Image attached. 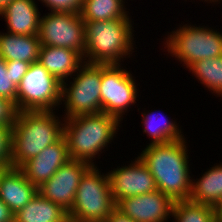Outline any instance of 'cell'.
<instances>
[{"label":"cell","instance_id":"obj_29","mask_svg":"<svg viewBox=\"0 0 222 222\" xmlns=\"http://www.w3.org/2000/svg\"><path fill=\"white\" fill-rule=\"evenodd\" d=\"M30 64L24 61H6L7 73L10 74L12 82L18 86L27 73Z\"/></svg>","mask_w":222,"mask_h":222},{"label":"cell","instance_id":"obj_33","mask_svg":"<svg viewBox=\"0 0 222 222\" xmlns=\"http://www.w3.org/2000/svg\"><path fill=\"white\" fill-rule=\"evenodd\" d=\"M194 1V0H193ZM199 1H204V2H207V4H212L215 5V4H221L220 2H222V0H199ZM218 2V3H217Z\"/></svg>","mask_w":222,"mask_h":222},{"label":"cell","instance_id":"obj_17","mask_svg":"<svg viewBox=\"0 0 222 222\" xmlns=\"http://www.w3.org/2000/svg\"><path fill=\"white\" fill-rule=\"evenodd\" d=\"M38 62L60 83L70 80L85 63L75 50L46 45H41Z\"/></svg>","mask_w":222,"mask_h":222},{"label":"cell","instance_id":"obj_20","mask_svg":"<svg viewBox=\"0 0 222 222\" xmlns=\"http://www.w3.org/2000/svg\"><path fill=\"white\" fill-rule=\"evenodd\" d=\"M14 222H70L68 212L58 204L37 193L20 211L14 214Z\"/></svg>","mask_w":222,"mask_h":222},{"label":"cell","instance_id":"obj_22","mask_svg":"<svg viewBox=\"0 0 222 222\" xmlns=\"http://www.w3.org/2000/svg\"><path fill=\"white\" fill-rule=\"evenodd\" d=\"M126 0H83L80 16L83 21L131 19Z\"/></svg>","mask_w":222,"mask_h":222},{"label":"cell","instance_id":"obj_28","mask_svg":"<svg viewBox=\"0 0 222 222\" xmlns=\"http://www.w3.org/2000/svg\"><path fill=\"white\" fill-rule=\"evenodd\" d=\"M18 112L12 100L0 97V127H13Z\"/></svg>","mask_w":222,"mask_h":222},{"label":"cell","instance_id":"obj_31","mask_svg":"<svg viewBox=\"0 0 222 222\" xmlns=\"http://www.w3.org/2000/svg\"><path fill=\"white\" fill-rule=\"evenodd\" d=\"M0 222H14V214L2 200H0Z\"/></svg>","mask_w":222,"mask_h":222},{"label":"cell","instance_id":"obj_19","mask_svg":"<svg viewBox=\"0 0 222 222\" xmlns=\"http://www.w3.org/2000/svg\"><path fill=\"white\" fill-rule=\"evenodd\" d=\"M216 164V165H215ZM192 178L189 201L218 208L222 203V162Z\"/></svg>","mask_w":222,"mask_h":222},{"label":"cell","instance_id":"obj_13","mask_svg":"<svg viewBox=\"0 0 222 222\" xmlns=\"http://www.w3.org/2000/svg\"><path fill=\"white\" fill-rule=\"evenodd\" d=\"M174 202L159 190L127 197L116 208L136 222H169Z\"/></svg>","mask_w":222,"mask_h":222},{"label":"cell","instance_id":"obj_27","mask_svg":"<svg viewBox=\"0 0 222 222\" xmlns=\"http://www.w3.org/2000/svg\"><path fill=\"white\" fill-rule=\"evenodd\" d=\"M48 11L80 13L83 0H38Z\"/></svg>","mask_w":222,"mask_h":222},{"label":"cell","instance_id":"obj_1","mask_svg":"<svg viewBox=\"0 0 222 222\" xmlns=\"http://www.w3.org/2000/svg\"><path fill=\"white\" fill-rule=\"evenodd\" d=\"M187 140L148 144L139 153L154 177L157 190L166 194L173 202L188 201L192 178ZM191 175V176H190Z\"/></svg>","mask_w":222,"mask_h":222},{"label":"cell","instance_id":"obj_10","mask_svg":"<svg viewBox=\"0 0 222 222\" xmlns=\"http://www.w3.org/2000/svg\"><path fill=\"white\" fill-rule=\"evenodd\" d=\"M46 14L39 21L41 45L72 49L84 57L85 23L80 13L49 11Z\"/></svg>","mask_w":222,"mask_h":222},{"label":"cell","instance_id":"obj_6","mask_svg":"<svg viewBox=\"0 0 222 222\" xmlns=\"http://www.w3.org/2000/svg\"><path fill=\"white\" fill-rule=\"evenodd\" d=\"M98 167L91 166L82 176L68 212L70 222H105L116 208L108 172L104 175Z\"/></svg>","mask_w":222,"mask_h":222},{"label":"cell","instance_id":"obj_3","mask_svg":"<svg viewBox=\"0 0 222 222\" xmlns=\"http://www.w3.org/2000/svg\"><path fill=\"white\" fill-rule=\"evenodd\" d=\"M121 123L117 117L104 112L65 118L64 137L71 159L96 166L95 158L100 159L104 149L110 147Z\"/></svg>","mask_w":222,"mask_h":222},{"label":"cell","instance_id":"obj_30","mask_svg":"<svg viewBox=\"0 0 222 222\" xmlns=\"http://www.w3.org/2000/svg\"><path fill=\"white\" fill-rule=\"evenodd\" d=\"M105 222H136L115 208Z\"/></svg>","mask_w":222,"mask_h":222},{"label":"cell","instance_id":"obj_2","mask_svg":"<svg viewBox=\"0 0 222 222\" xmlns=\"http://www.w3.org/2000/svg\"><path fill=\"white\" fill-rule=\"evenodd\" d=\"M55 112H18L12 127L11 167L19 168L64 136L65 118Z\"/></svg>","mask_w":222,"mask_h":222},{"label":"cell","instance_id":"obj_4","mask_svg":"<svg viewBox=\"0 0 222 222\" xmlns=\"http://www.w3.org/2000/svg\"><path fill=\"white\" fill-rule=\"evenodd\" d=\"M133 19L84 21V62L90 64H122L134 51Z\"/></svg>","mask_w":222,"mask_h":222},{"label":"cell","instance_id":"obj_16","mask_svg":"<svg viewBox=\"0 0 222 222\" xmlns=\"http://www.w3.org/2000/svg\"><path fill=\"white\" fill-rule=\"evenodd\" d=\"M38 193L34 186L19 168L9 167L0 179V200L13 214L20 211Z\"/></svg>","mask_w":222,"mask_h":222},{"label":"cell","instance_id":"obj_25","mask_svg":"<svg viewBox=\"0 0 222 222\" xmlns=\"http://www.w3.org/2000/svg\"><path fill=\"white\" fill-rule=\"evenodd\" d=\"M0 97L12 100L17 103V86L7 73L6 61L0 56Z\"/></svg>","mask_w":222,"mask_h":222},{"label":"cell","instance_id":"obj_15","mask_svg":"<svg viewBox=\"0 0 222 222\" xmlns=\"http://www.w3.org/2000/svg\"><path fill=\"white\" fill-rule=\"evenodd\" d=\"M36 0H11L1 11L7 32L18 35H38L41 12Z\"/></svg>","mask_w":222,"mask_h":222},{"label":"cell","instance_id":"obj_5","mask_svg":"<svg viewBox=\"0 0 222 222\" xmlns=\"http://www.w3.org/2000/svg\"><path fill=\"white\" fill-rule=\"evenodd\" d=\"M164 36V51L189 68L194 62L222 56V32L208 25L180 24ZM186 66V67H185Z\"/></svg>","mask_w":222,"mask_h":222},{"label":"cell","instance_id":"obj_26","mask_svg":"<svg viewBox=\"0 0 222 222\" xmlns=\"http://www.w3.org/2000/svg\"><path fill=\"white\" fill-rule=\"evenodd\" d=\"M12 127H0V167H11Z\"/></svg>","mask_w":222,"mask_h":222},{"label":"cell","instance_id":"obj_11","mask_svg":"<svg viewBox=\"0 0 222 222\" xmlns=\"http://www.w3.org/2000/svg\"><path fill=\"white\" fill-rule=\"evenodd\" d=\"M108 176L115 204L124 198L157 190L154 177L139 156L131 160L127 166L125 164L109 170Z\"/></svg>","mask_w":222,"mask_h":222},{"label":"cell","instance_id":"obj_7","mask_svg":"<svg viewBox=\"0 0 222 222\" xmlns=\"http://www.w3.org/2000/svg\"><path fill=\"white\" fill-rule=\"evenodd\" d=\"M62 83L61 105L64 118L101 113L102 64L84 63ZM69 83V84H68Z\"/></svg>","mask_w":222,"mask_h":222},{"label":"cell","instance_id":"obj_35","mask_svg":"<svg viewBox=\"0 0 222 222\" xmlns=\"http://www.w3.org/2000/svg\"><path fill=\"white\" fill-rule=\"evenodd\" d=\"M9 167H0V179L2 174L8 169Z\"/></svg>","mask_w":222,"mask_h":222},{"label":"cell","instance_id":"obj_24","mask_svg":"<svg viewBox=\"0 0 222 222\" xmlns=\"http://www.w3.org/2000/svg\"><path fill=\"white\" fill-rule=\"evenodd\" d=\"M172 222H218L217 209L191 201L174 202Z\"/></svg>","mask_w":222,"mask_h":222},{"label":"cell","instance_id":"obj_12","mask_svg":"<svg viewBox=\"0 0 222 222\" xmlns=\"http://www.w3.org/2000/svg\"><path fill=\"white\" fill-rule=\"evenodd\" d=\"M90 167L89 163L71 159L38 188V193L69 212L81 178Z\"/></svg>","mask_w":222,"mask_h":222},{"label":"cell","instance_id":"obj_34","mask_svg":"<svg viewBox=\"0 0 222 222\" xmlns=\"http://www.w3.org/2000/svg\"><path fill=\"white\" fill-rule=\"evenodd\" d=\"M11 0H0V11L10 2Z\"/></svg>","mask_w":222,"mask_h":222},{"label":"cell","instance_id":"obj_14","mask_svg":"<svg viewBox=\"0 0 222 222\" xmlns=\"http://www.w3.org/2000/svg\"><path fill=\"white\" fill-rule=\"evenodd\" d=\"M71 160L66 138L44 148L38 155L28 159L19 169L37 188L49 180L56 171Z\"/></svg>","mask_w":222,"mask_h":222},{"label":"cell","instance_id":"obj_18","mask_svg":"<svg viewBox=\"0 0 222 222\" xmlns=\"http://www.w3.org/2000/svg\"><path fill=\"white\" fill-rule=\"evenodd\" d=\"M41 42L38 35H18L0 32V56L5 61H24L29 64L39 59Z\"/></svg>","mask_w":222,"mask_h":222},{"label":"cell","instance_id":"obj_23","mask_svg":"<svg viewBox=\"0 0 222 222\" xmlns=\"http://www.w3.org/2000/svg\"><path fill=\"white\" fill-rule=\"evenodd\" d=\"M188 70L201 85L222 99V56L194 62Z\"/></svg>","mask_w":222,"mask_h":222},{"label":"cell","instance_id":"obj_32","mask_svg":"<svg viewBox=\"0 0 222 222\" xmlns=\"http://www.w3.org/2000/svg\"><path fill=\"white\" fill-rule=\"evenodd\" d=\"M217 215H218V222H222V203H221V205L217 208Z\"/></svg>","mask_w":222,"mask_h":222},{"label":"cell","instance_id":"obj_9","mask_svg":"<svg viewBox=\"0 0 222 222\" xmlns=\"http://www.w3.org/2000/svg\"><path fill=\"white\" fill-rule=\"evenodd\" d=\"M123 66V64H102L101 80L102 112L117 117L121 122L125 113H128V108L130 109L131 105L133 107L139 97L136 77Z\"/></svg>","mask_w":222,"mask_h":222},{"label":"cell","instance_id":"obj_8","mask_svg":"<svg viewBox=\"0 0 222 222\" xmlns=\"http://www.w3.org/2000/svg\"><path fill=\"white\" fill-rule=\"evenodd\" d=\"M62 83L38 61L30 64L17 86L18 111H54L61 109ZM59 108V109H58Z\"/></svg>","mask_w":222,"mask_h":222},{"label":"cell","instance_id":"obj_21","mask_svg":"<svg viewBox=\"0 0 222 222\" xmlns=\"http://www.w3.org/2000/svg\"><path fill=\"white\" fill-rule=\"evenodd\" d=\"M141 115V124L144 127L142 132L147 134V137L149 136L150 143L147 144L168 143L185 138L182 128H179L180 125L177 124V120H173L174 118L168 119L164 113L162 115L152 110H145L141 112Z\"/></svg>","mask_w":222,"mask_h":222}]
</instances>
